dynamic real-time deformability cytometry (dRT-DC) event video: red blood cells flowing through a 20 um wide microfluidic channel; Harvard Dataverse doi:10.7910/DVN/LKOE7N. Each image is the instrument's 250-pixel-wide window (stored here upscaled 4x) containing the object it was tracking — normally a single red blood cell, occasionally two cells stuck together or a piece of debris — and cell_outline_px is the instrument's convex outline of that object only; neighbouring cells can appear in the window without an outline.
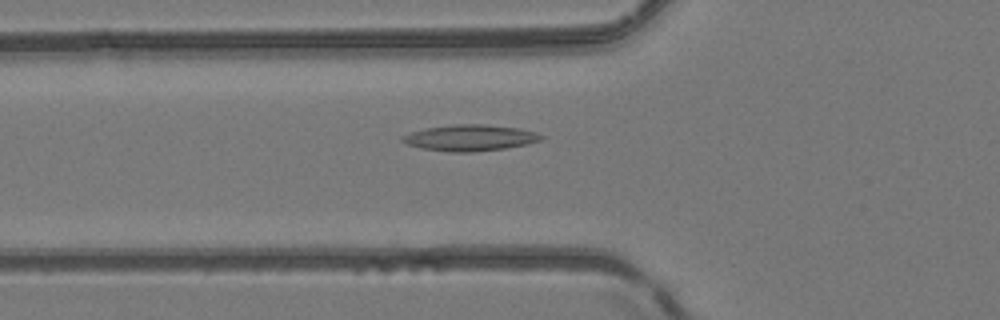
{"species": "common noctule bat (a hibernating species)", "species_latin": "Nyctalus noctula", "temperature_condition": "room temperature", "stored_images_in_passage": 48, "camera_frame_rate_fps": 3000, "um_per_image_px": 0.085, "animal": {"sex": "female", "body_mass_g": 24.6, "forearm_length_mm": 56.2}, "frame": {"image": 1, "passage_image": 16, "time_ms": 5.0, "image_size_px": [1000, 320], "cell_outline_px": [[544, 136], [540, 140], [528, 144], [504, 148], [472, 152], [452, 152], [420, 148], [408, 144], [400, 140], [400, 136], [412, 132], [428, 128], [452, 124], [484, 124], [516, 128], [536, 132]], "centroid_in_image_um": [39.93, 11.71], "position_along_channel_um": 85.9, "area_um2": 20.98}}
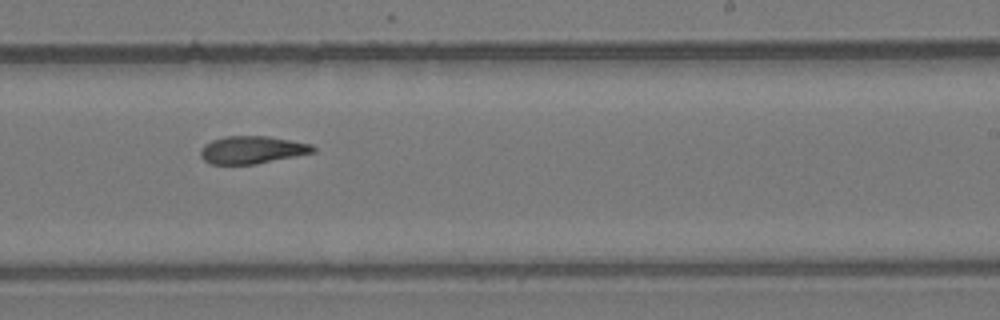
{"frame": {"image": 2, "passage_image": 29, "time_ms": 9.333, "image_size_px": [1000, 320], "cell_outline_px": [[316, 152], [256, 164], [212, 164], [204, 160], [200, 156], [200, 148], [204, 144], [212, 140], [224, 136], [268, 136], [312, 144], [316, 148]], "centroid_in_image_um": [21.42, 12.73], "position_along_channel_um": 267.6, "area_um2": 18.21}}
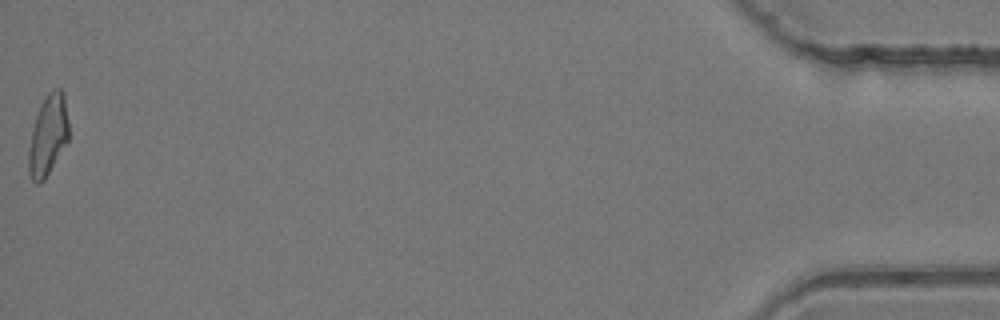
{"frame": {"image": 3, "passage_image": 48, "time_ms": 15.667, "image_size_px": [1000, 320], "cell_outline_px": [[68, 140], [44, 180], [36, 184], [32, 180], [28, 172], [28, 152], [32, 132], [36, 116], [44, 96], [52, 88], [60, 88], [64, 92], [68, 120]], "centroid_in_image_um": [4.08, 11.46], "position_along_channel_um": 431.1, "area_um2": 18.73}, "authors_computed_cell_mechanics": {"area_um2": 18.7561, "velocity_mm_per_s": 4.1693, "shape_relaxation_time_tau1_ms": null, "shape_relaxation_time_tau2_ms": 6.4606, "deformation_change_tau1": null, "deformation_change_tau2": 0.1647}}